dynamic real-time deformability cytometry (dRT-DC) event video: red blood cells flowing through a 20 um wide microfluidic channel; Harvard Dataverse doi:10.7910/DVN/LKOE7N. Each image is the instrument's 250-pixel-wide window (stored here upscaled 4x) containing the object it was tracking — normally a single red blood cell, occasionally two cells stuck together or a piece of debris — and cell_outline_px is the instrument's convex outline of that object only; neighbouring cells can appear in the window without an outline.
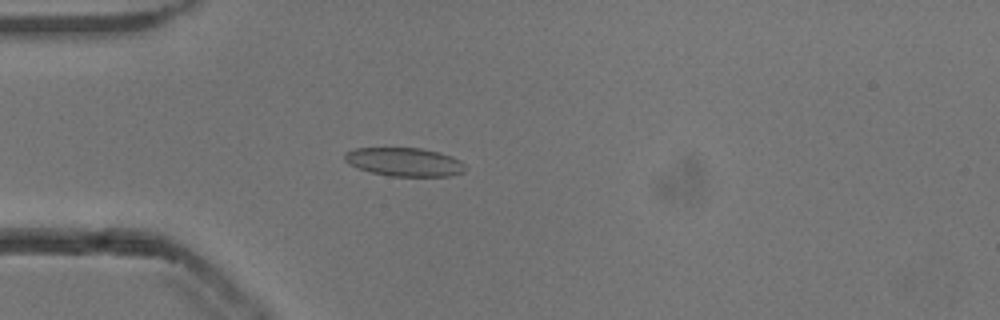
{"species": "common noctule bat (a hibernating species)", "species_latin": "Nyctalus noctula", "temperature_condition": "cold", "stored_images_in_passage": 39, "camera_frame_rate_fps": 3000, "um_per_image_px": 0.085, "animal": {"sex": "male", "body_mass_g": 13.3}, "frame": {"image": 1, "passage_image": 1, "time_ms": 0.0, "image_size_px": [1000, 320], "cell_outline_px": [[464, 172], [448, 176], [392, 176], [372, 172], [348, 164], [344, 160], [344, 152], [356, 148], [420, 148], [440, 152], [452, 156], [460, 160], [464, 164]], "centroid_in_image_um": [34.37, 13.76], "position_along_channel_um": 50.6, "area_um2": 20.0}}
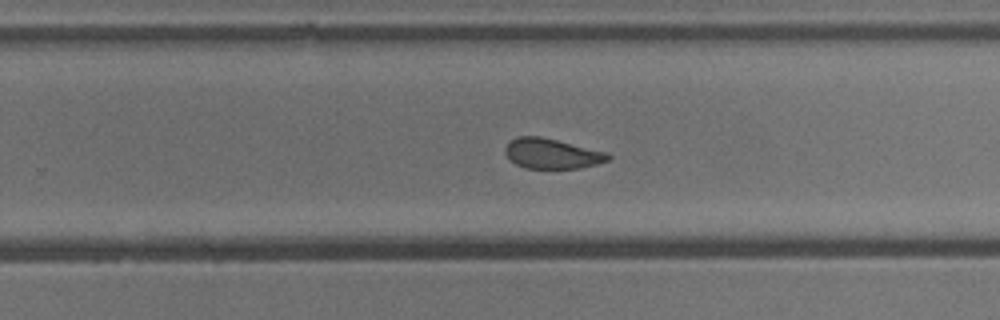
{"frame": {"image": 2, "passage_image": 20, "time_ms": 6.333, "image_size_px": [1000, 320], "cell_outline_px": [[612, 156], [608, 160], [596, 164], [580, 168], [524, 168], [516, 164], [504, 152], [504, 148], [516, 136], [540, 136], [608, 152]], "centroid_in_image_um": [46.92, 13.05], "position_along_channel_um": 282.9, "area_um2": 17.98}}
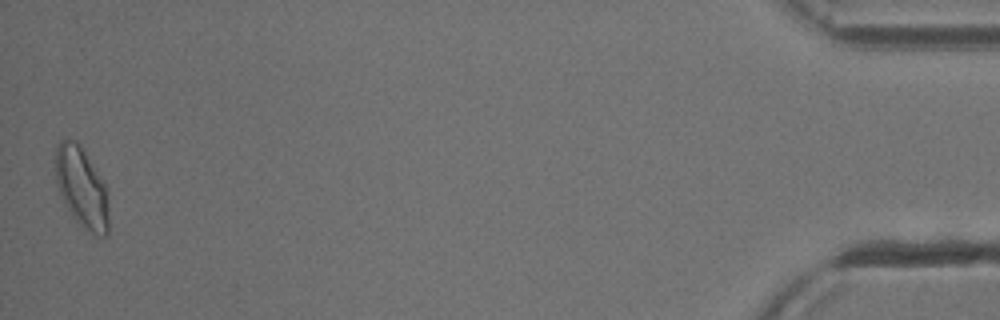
{"frame": {"image": 3, "passage_image": 39, "time_ms": 12.667, "image_size_px": [1000, 320], "cell_outline_px": [[108, 236], [96, 236], [80, 224], [72, 216], [64, 204], [56, 184], [56, 148], [60, 140], [76, 140], [80, 144], [104, 180], [108, 208]], "centroid_in_image_um": [6.95, 15.94], "position_along_channel_um": 428.3, "area_um2": 24.97}, "authors_computed_cell_mechanics": {"area_um2": 19.363, "velocity_mm_per_s": 3.825, "shape_relaxation_time_tau1_ms": 7.1491, "shape_relaxation_time_tau2_ms": 1.9754, "deformation_change_tau1": 0.1655, "deformation_change_tau2": 0.0775}}